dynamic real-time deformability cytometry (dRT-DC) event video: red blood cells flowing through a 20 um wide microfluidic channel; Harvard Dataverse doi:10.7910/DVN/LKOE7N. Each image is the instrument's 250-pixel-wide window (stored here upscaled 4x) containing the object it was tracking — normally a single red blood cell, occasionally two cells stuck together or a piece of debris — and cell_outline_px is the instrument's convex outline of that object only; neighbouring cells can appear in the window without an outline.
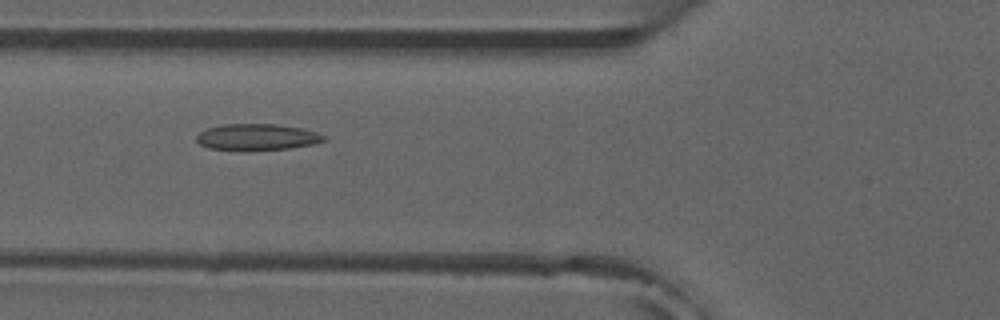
{"species": "common noctule bat (a hibernating species)", "species_latin": "Nyctalus noctula", "temperature_condition": "room temperature", "stored_images_in_passage": 7, "camera_frame_rate_fps": 3000, "um_per_image_px": 0.085, "animal": {"sex": "male", "forearm_length_mm": 52.5}, "frame": {"image": 1, "passage_image": 6, "time_ms": 5.667, "image_size_px": [1000, 320], "cell_outline_px": [[324, 140], [312, 144], [288, 148], [244, 152], [208, 148], [200, 144], [196, 140], [196, 136], [204, 128], [220, 124], [276, 124], [300, 128], [316, 132], [324, 136]], "centroid_in_image_um": [21.74, 11.66], "position_along_channel_um": 104.1, "area_um2": 19.88}}
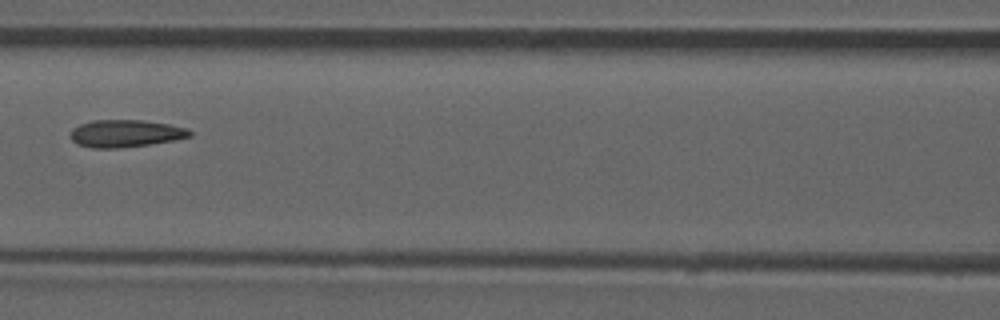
{"frame": {"image": 2, "passage_image": 7, "time_ms": 7.0, "image_size_px": [1000, 320], "cell_outline_px": [[192, 136], [172, 140], [148, 144], [120, 148], [92, 148], [76, 144], [72, 140], [72, 128], [80, 124], [92, 120], [144, 120], [168, 124], [188, 128], [192, 132]], "centroid_in_image_um": [10.66, 11.34], "position_along_channel_um": 155.9, "area_um2": 18.96}}